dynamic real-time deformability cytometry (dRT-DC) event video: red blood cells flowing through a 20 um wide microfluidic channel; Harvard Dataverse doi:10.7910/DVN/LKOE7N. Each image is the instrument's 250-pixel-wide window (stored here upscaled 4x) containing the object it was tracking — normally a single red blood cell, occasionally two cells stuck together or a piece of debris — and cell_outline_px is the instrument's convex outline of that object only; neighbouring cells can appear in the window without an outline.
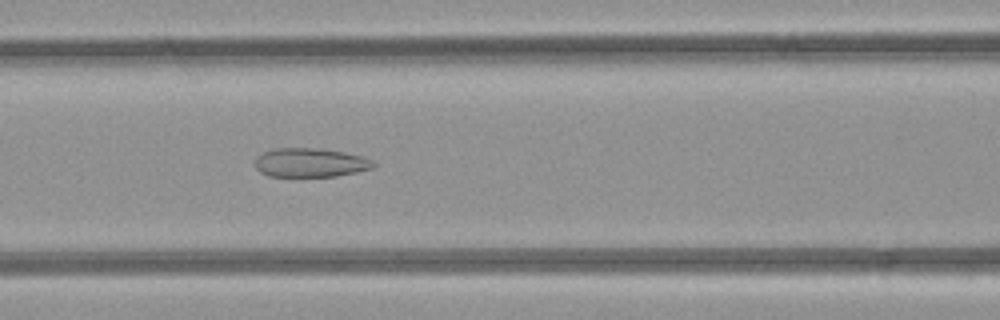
{"species": "common noctule bat (a hibernating species)", "species_latin": "Nyctalus noctula", "temperature_condition": "room temperature", "stored_images_in_passage": 49, "camera_frame_rate_fps": 3000, "um_per_image_px": 0.085, "animal": {"sex": "female", "body_mass_g": 21.9}, "frame": {"image": 1, "passage_image": 21, "time_ms": 6.667, "image_size_px": [1000, 320], "cell_outline_px": [[376, 164], [372, 168], [356, 172], [336, 176], [268, 176], [260, 172], [256, 168], [256, 156], [264, 152], [276, 148], [316, 148], [344, 152], [360, 156], [372, 160]], "centroid_in_image_um": [26.36, 13.82], "position_along_channel_um": 140.2, "area_um2": 19.83}}
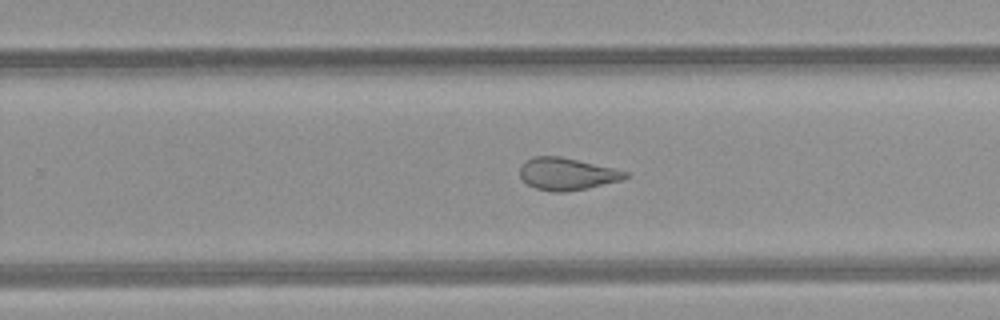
{"frame": {"image": 2, "passage_image": 31, "time_ms": 10.0, "image_size_px": [1000, 320], "cell_outline_px": [[628, 176], [624, 180], [588, 188], [564, 192], [552, 192], [536, 188], [528, 184], [520, 176], [520, 168], [528, 160], [536, 156], [560, 156], [616, 168], [628, 172]], "centroid_in_image_um": [48.25, 14.79], "position_along_channel_um": 281.5, "area_um2": 19.77}}
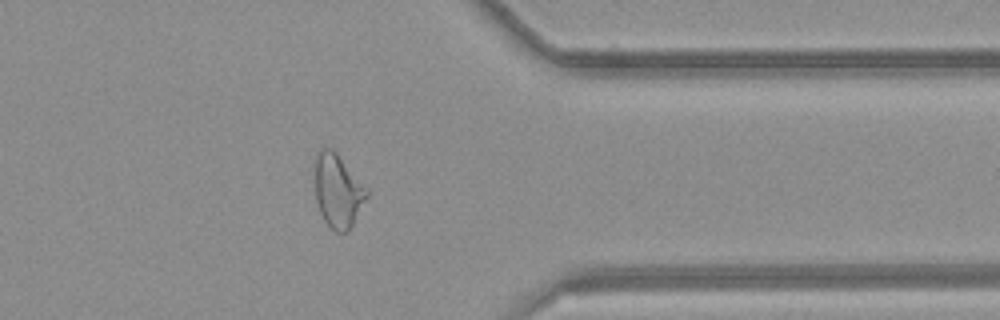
{"frame": {"image": 3, "passage_image": 39, "time_ms": 12.667, "image_size_px": [1000, 320], "cell_outline_px": [[368, 196], [348, 232], [336, 232], [324, 220], [320, 212], [316, 200], [312, 160], [316, 152], [320, 148], [332, 148], [336, 152], [368, 188]], "centroid_in_image_um": [28.67, 16.16], "position_along_channel_um": 382.7, "area_um2": 22.72}, "authors_computed_cell_mechanics": {"area_um2": 24.3338, "velocity_mm_per_s": 4.2542, "shape_relaxation_time_tau1_ms": null, "shape_relaxation_time_tau2_ms": 2.0073, "deformation_change_tau1": null, "deformation_change_tau2": 0.0931}}